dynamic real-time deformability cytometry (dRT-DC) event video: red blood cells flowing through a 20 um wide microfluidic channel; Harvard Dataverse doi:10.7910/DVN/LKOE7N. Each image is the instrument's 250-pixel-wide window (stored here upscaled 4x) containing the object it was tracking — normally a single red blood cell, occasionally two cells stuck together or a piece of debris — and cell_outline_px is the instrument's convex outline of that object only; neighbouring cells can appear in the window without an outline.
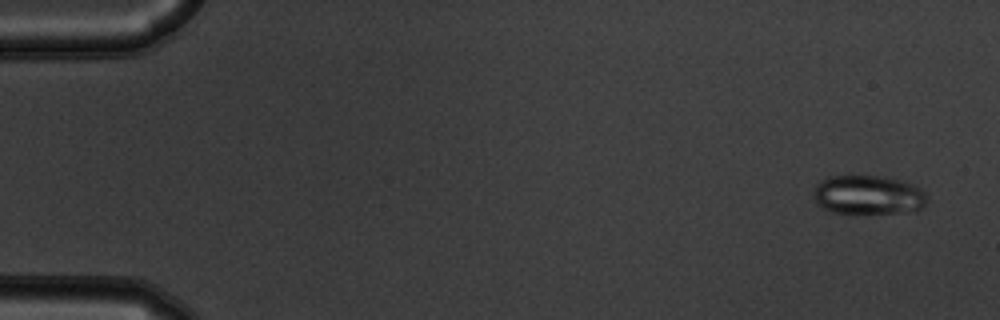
{"species": "common noctule bat (a hibernating species)", "species_latin": "Nyctalus noctula", "temperature_condition": "warm", "stored_images_in_passage": 55, "camera_frame_rate_fps": 3000, "um_per_image_px": 0.085, "animal": {"sex": "male", "body_mass_g": 19.5, "forearm_length_mm": 54.6}, "frame": {"image": 1, "passage_image": 3, "time_ms": 0.667, "image_size_px": [1000, 320], "cell_outline_px": [[928, 196], [924, 204], [916, 212], [832, 212], [816, 204], [812, 196], [812, 192], [816, 184], [820, 180], [832, 176], [876, 176], [900, 180], [912, 184], [924, 192]], "centroid_in_image_um": [73.75, 16.56], "position_along_channel_um": 11.2, "area_um2": 25.66}}
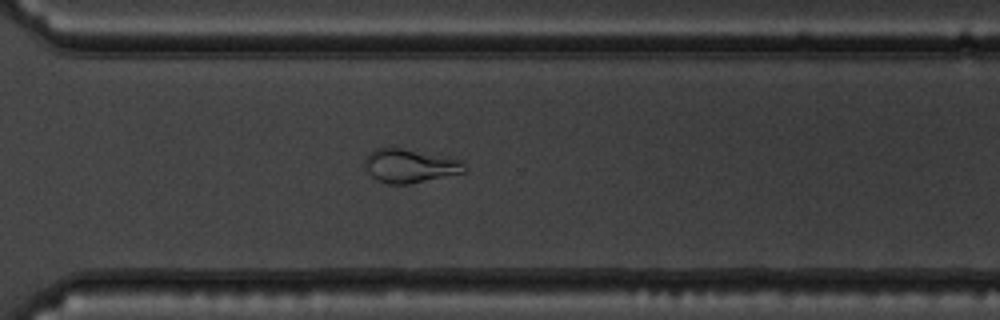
{"frame": {"image": 2, "passage_image": 40, "time_ms": 13.0, "image_size_px": [1000, 320], "cell_outline_px": [[468, 172], [408, 184], [388, 184], [376, 180], [364, 168], [364, 160], [368, 152], [376, 148], [400, 148], [460, 160], [468, 168]], "centroid_in_image_um": [34.81, 14.11], "position_along_channel_um": 335.8, "area_um2": 19.54}}
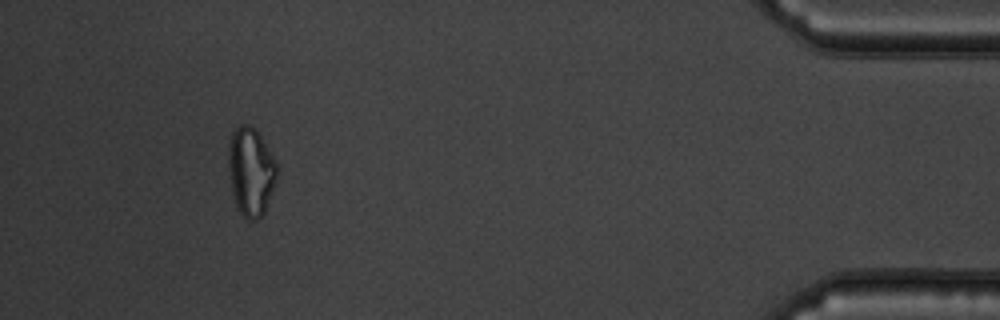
{"frame": {"image": 3, "passage_image": 51, "time_ms": 16.667, "image_size_px": [1000, 320], "cell_outline_px": [[276, 184], [264, 212], [256, 220], [248, 220], [240, 212], [236, 204], [232, 192], [228, 164], [228, 148], [232, 132], [240, 124], [252, 124], [256, 128], [272, 156], [276, 164]], "centroid_in_image_um": [21.31, 14.56], "position_along_channel_um": 413.9, "area_um2": 24.85}}